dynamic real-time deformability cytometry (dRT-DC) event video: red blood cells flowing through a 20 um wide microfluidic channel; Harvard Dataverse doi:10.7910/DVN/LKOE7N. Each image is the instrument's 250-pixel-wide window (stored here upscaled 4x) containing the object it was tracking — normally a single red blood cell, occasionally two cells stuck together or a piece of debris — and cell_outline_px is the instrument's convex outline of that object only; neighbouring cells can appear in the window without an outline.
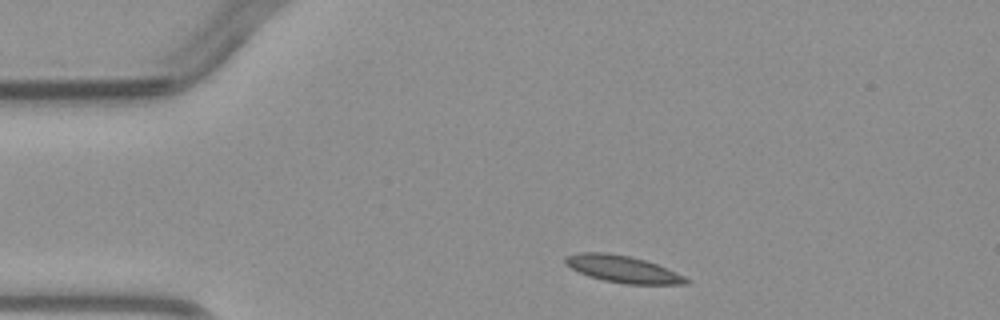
{"species": "common noctule bat (a hibernating species)", "species_latin": "Nyctalus noctula", "temperature_condition": "warm", "stored_images_in_passage": 2, "camera_frame_rate_fps": 3000, "um_per_image_px": 0.085, "animal": {"sex": "male", "body_mass_g": 23.1, "forearm_length_mm": 52.7}, "frame": {"image": 1, "passage_image": 1, "time_ms": 0.0, "image_size_px": [1000, 320], "cell_outline_px": [[688, 284], [628, 284], [604, 280], [588, 276], [564, 264], [564, 260], [568, 256], [580, 252], [608, 252], [628, 256], [644, 260], [668, 268], [684, 276], [688, 280]], "centroid_in_image_um": [52.93, 22.87], "position_along_channel_um": 32.1, "area_um2": 18.73}}